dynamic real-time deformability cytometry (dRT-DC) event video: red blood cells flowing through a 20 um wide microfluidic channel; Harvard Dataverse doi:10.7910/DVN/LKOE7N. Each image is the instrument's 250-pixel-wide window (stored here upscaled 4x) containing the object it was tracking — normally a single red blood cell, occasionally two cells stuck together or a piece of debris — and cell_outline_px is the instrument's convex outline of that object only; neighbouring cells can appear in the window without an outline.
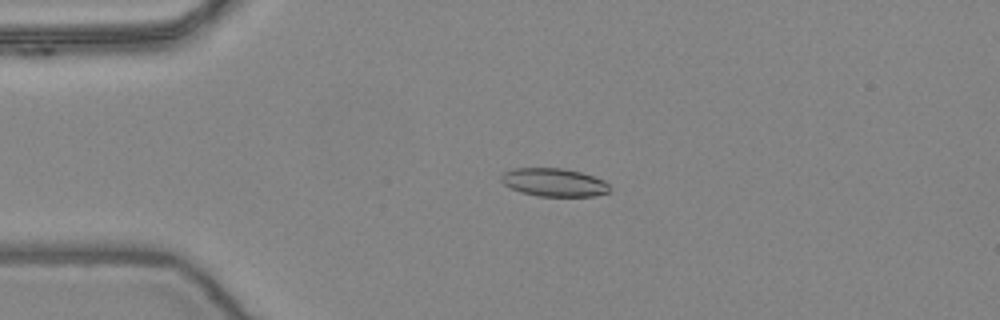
{"species": "common noctule bat (a hibernating species)", "species_latin": "Nyctalus noctula", "temperature_condition": "warm", "stored_images_in_passage": 53, "camera_frame_rate_fps": 3000, "um_per_image_px": 0.085, "animal": {"sex": "female", "body_mass_g": 24.6, "forearm_length_mm": 56.2}, "frame": {"image": 1, "passage_image": 13, "time_ms": 4.0, "image_size_px": [1000, 320], "cell_outline_px": [[612, 188], [608, 192], [596, 196], [540, 196], [520, 192], [504, 184], [500, 180], [500, 176], [504, 172], [512, 168], [560, 168], [580, 172], [604, 180]], "centroid_in_image_um": [47.09, 15.5], "position_along_channel_um": 37.9, "area_um2": 17.8}}
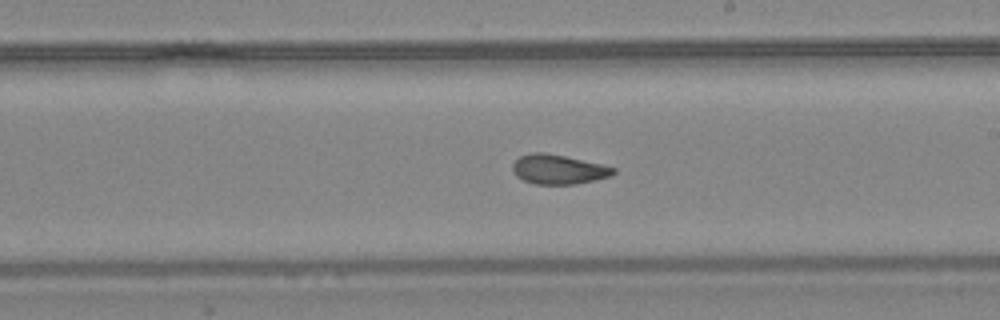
{"frame": {"image": 2, "passage_image": 31, "time_ms": 10.0, "image_size_px": [1000, 320], "cell_outline_px": [[616, 172], [612, 176], [576, 184], [536, 184], [524, 180], [516, 176], [512, 168], [512, 164], [520, 156], [532, 152], [544, 152], [564, 156], [600, 164], [616, 168]], "centroid_in_image_um": [47.46, 14.4], "position_along_channel_um": 241.5, "area_um2": 17.22}}
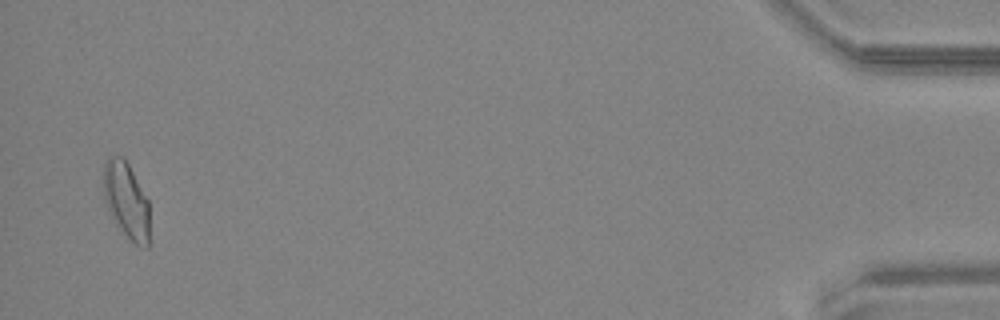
{"frame": {"image": 3, "passage_image": 52, "time_ms": 17.0, "image_size_px": [1000, 320], "cell_outline_px": [[148, 248], [140, 248], [116, 224], [104, 200], [104, 160], [108, 156], [124, 156], [148, 200]], "centroid_in_image_um": [10.73, 16.99], "position_along_channel_um": 424.5, "area_um2": 20.17}, "authors_computed_cell_mechanics": {"area_um2": 17.9758, "velocity_mm_per_s": 3.9046, "shape_relaxation_time_tau1_ms": null, "shape_relaxation_time_tau2_ms": 2.2182, "deformation_change_tau1": null, "deformation_change_tau2": 0.0817}}